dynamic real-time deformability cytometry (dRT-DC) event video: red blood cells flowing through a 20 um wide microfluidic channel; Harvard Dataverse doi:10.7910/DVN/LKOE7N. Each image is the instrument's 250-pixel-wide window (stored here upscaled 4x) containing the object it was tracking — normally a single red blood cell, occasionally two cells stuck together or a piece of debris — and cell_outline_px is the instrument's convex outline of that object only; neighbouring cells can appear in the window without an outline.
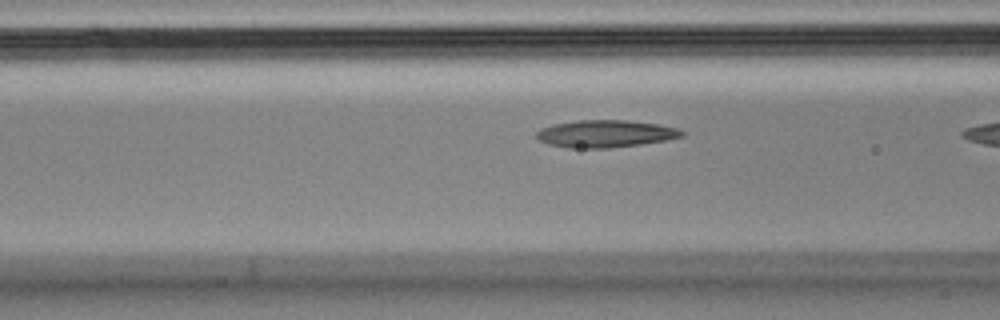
{"species": "Egyptian fruit bat (a non-hibernating species)", "species_latin": "Rousettus aegyptiacus", "temperature_condition": "cold", "stored_images_in_passage": 19, "camera_frame_rate_fps": 3000, "um_per_image_px": 0.085, "animal": {"sex": "male"}, "frame": {"image": 1, "passage_image": 18, "time_ms": 5.667, "image_size_px": [1000, 320], "cell_outline_px": [[684, 136], [668, 140], [640, 144], [608, 148], [568, 148], [548, 144], [540, 140], [536, 136], [536, 132], [540, 128], [552, 124], [576, 120], [624, 120], [660, 124], [676, 128], [684, 132]], "centroid_in_image_um": [51.45, 11.36], "position_along_channel_um": 115.2, "area_um2": 23.24}}